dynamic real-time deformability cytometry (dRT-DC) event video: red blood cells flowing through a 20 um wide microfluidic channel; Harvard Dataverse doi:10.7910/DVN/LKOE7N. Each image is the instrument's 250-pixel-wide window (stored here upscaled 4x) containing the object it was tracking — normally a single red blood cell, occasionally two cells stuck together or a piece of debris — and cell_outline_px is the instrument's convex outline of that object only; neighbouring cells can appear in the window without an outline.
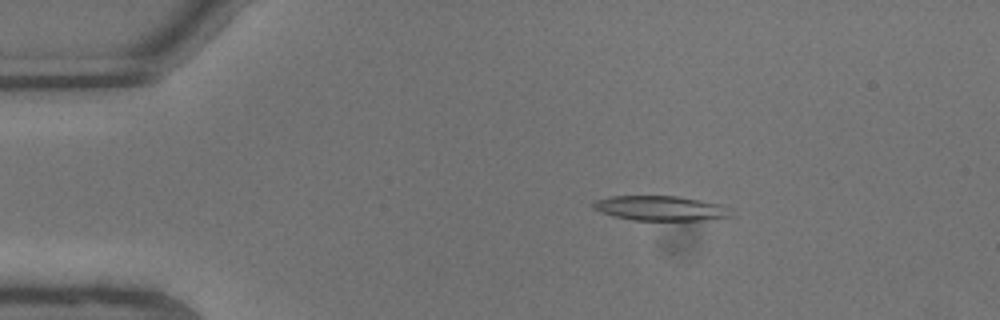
{"species": "common noctule bat (a hibernating species)", "species_latin": "Nyctalus noctula", "temperature_condition": "warm", "stored_images_in_passage": 6, "camera_frame_rate_fps": 3000, "um_per_image_px": 0.085, "animal": {"sex": "male", "body_mass_g": 13.3}, "frame": {"image": 1, "passage_image": 1, "time_ms": 0.0, "image_size_px": [1000, 320], "cell_outline_px": [[732, 216], [704, 220], [632, 220], [612, 216], [600, 212], [592, 208], [592, 204], [596, 200], [612, 196], [676, 196], [724, 204]], "centroid_in_image_um": [56.12, 17.7], "position_along_channel_um": 28.9, "area_um2": 19.88}}
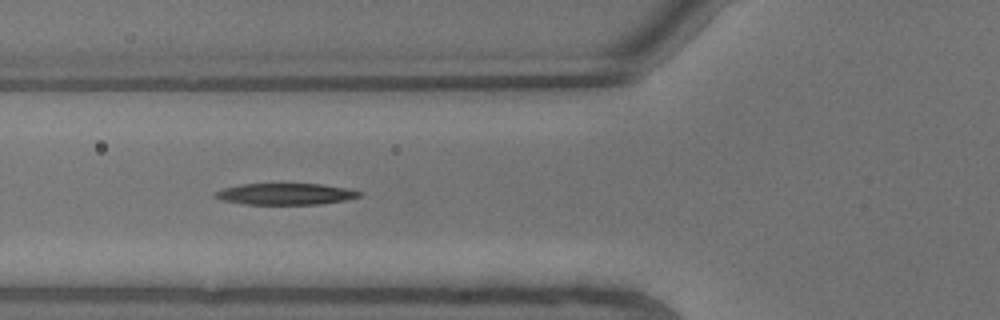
{"frame": {"image": 2, "passage_image": 5, "time_ms": 1.333, "image_size_px": [1000, 320], "cell_outline_px": [[364, 192], [360, 196], [344, 200], [320, 204], [244, 204], [224, 200], [212, 196], [212, 192], [224, 188], [240, 184], [320, 184], [352, 188]], "centroid_in_image_um": [24.29, 16.48], "position_along_channel_um": 101.5, "area_um2": 18.09}}
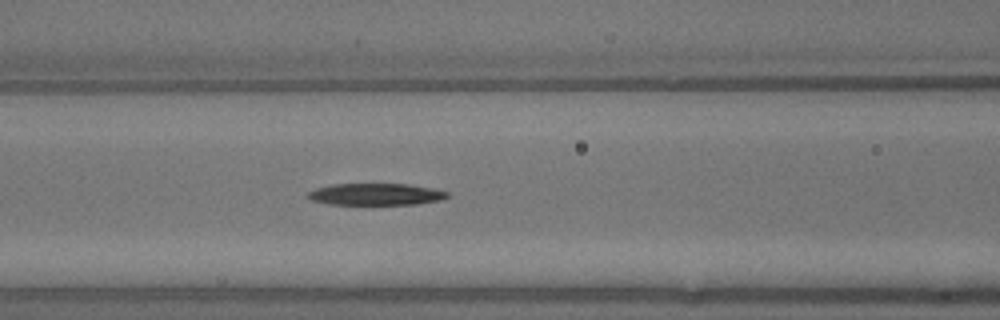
{"frame": {"image": 3, "passage_image": 6, "time_ms": 1.667, "image_size_px": [1000, 320], "cell_outline_px": [[448, 196], [440, 200], [416, 204], [328, 204], [312, 200], [304, 196], [308, 192], [316, 188], [332, 184], [408, 184], [432, 188], [448, 192]], "centroid_in_image_um": [31.9, 16.51], "position_along_channel_um": 134.7, "area_um2": 17.63}}